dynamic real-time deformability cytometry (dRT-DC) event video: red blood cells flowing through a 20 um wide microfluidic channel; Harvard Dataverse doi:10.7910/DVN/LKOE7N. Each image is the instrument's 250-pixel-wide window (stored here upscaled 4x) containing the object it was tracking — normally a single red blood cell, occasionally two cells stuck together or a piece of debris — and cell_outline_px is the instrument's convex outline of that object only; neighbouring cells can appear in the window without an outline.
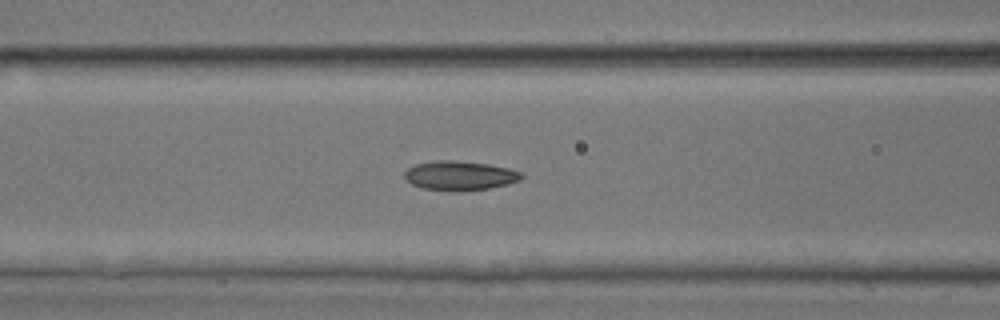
{"species": "common noctule bat (a hibernating species)", "species_latin": "Nyctalus noctula", "temperature_condition": "room temperature", "stored_images_in_passage": 35, "camera_frame_rate_fps": 3000, "um_per_image_px": 0.085, "animal": {"sex": "male", "body_mass_g": 17.9, "forearm_length_mm": 54.2}, "frame": {"image": 1, "passage_image": 11, "time_ms": 3.333, "image_size_px": [1000, 320], "cell_outline_px": [[524, 176], [520, 180], [508, 184], [488, 188], [460, 192], [420, 188], [412, 184], [404, 176], [404, 172], [408, 168], [416, 164], [436, 160], [452, 160], [488, 164], [508, 168], [520, 172]], "centroid_in_image_um": [39.07, 14.93], "position_along_channel_um": 127.5, "area_um2": 20.0}, "authors_computed_cell_mechanics": {"area_um2": 19.652, "velocity_mm_per_s": 3.8747, "shape_relaxation_time_tau1_ms": null, "shape_relaxation_time_tau2_ms": 2.5106, "deformation_change_tau1": null, "deformation_change_tau2": 0.0874}}